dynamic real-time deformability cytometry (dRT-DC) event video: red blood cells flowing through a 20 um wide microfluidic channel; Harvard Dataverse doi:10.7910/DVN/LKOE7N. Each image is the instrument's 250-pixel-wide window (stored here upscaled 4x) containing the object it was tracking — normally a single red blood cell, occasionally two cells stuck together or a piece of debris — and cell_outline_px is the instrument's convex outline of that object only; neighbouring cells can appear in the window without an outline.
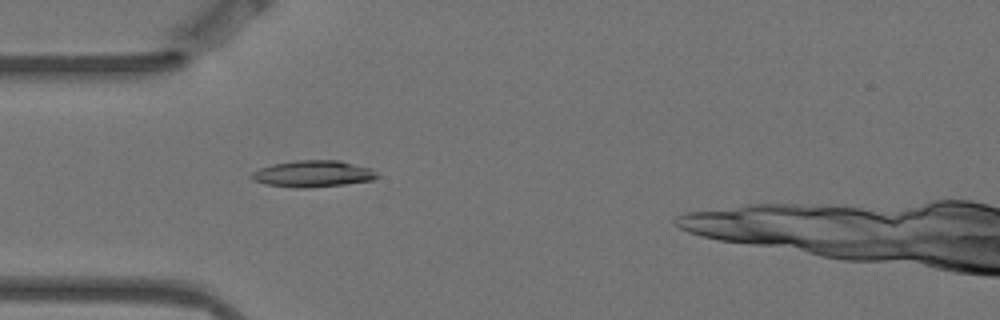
{"species": "Egyptian fruit bat (a non-hibernating species)", "species_latin": "Rousettus aegyptiacus", "temperature_condition": "warm", "stored_images_in_passage": 4, "camera_frame_rate_fps": 3000, "um_per_image_px": 0.085, "animal": {"sex": "female"}, "frame": {"image": 1, "passage_image": 4, "time_ms": 1.0, "image_size_px": [1000, 320], "cell_outline_px": [[380, 176], [372, 180], [344, 184], [308, 188], [296, 188], [268, 184], [252, 180], [248, 176], [252, 172], [260, 168], [272, 164], [296, 160], [340, 160], [372, 168]], "centroid_in_image_um": [26.6, 14.76], "position_along_channel_um": 58.4, "area_um2": 19.54}}